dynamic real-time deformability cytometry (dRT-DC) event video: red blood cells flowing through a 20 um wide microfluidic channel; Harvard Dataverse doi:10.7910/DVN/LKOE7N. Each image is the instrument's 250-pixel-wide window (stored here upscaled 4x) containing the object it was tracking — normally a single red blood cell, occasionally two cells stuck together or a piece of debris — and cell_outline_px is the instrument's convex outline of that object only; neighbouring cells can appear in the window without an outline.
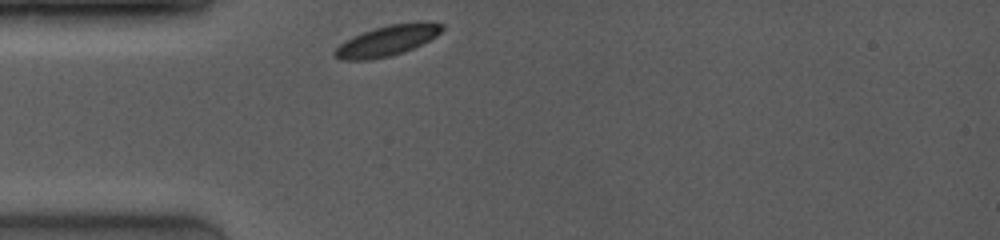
{"species": "common noctule bat (a hibernating species)", "species_latin": "Nyctalus noctula", "temperature_condition": "room temperature", "stored_images_in_passage": 2, "camera_frame_rate_fps": 4000, "um_per_image_px": 0.085, "animal": {"sex": "female", "body_mass_g": 19.0, "forearm_length_mm": 53.3}, "frame": {"image": 1, "passage_image": 1, "time_ms": 0.0, "image_size_px": [1000, 240], "cell_outline_px": [[444, 28], [436, 36], [404, 52], [388, 56], [368, 60], [340, 60], [332, 56], [332, 52], [340, 44], [364, 32], [388, 24], [424, 20], [444, 24]], "centroid_in_image_um": [32.93, 3.44], "position_along_channel_um": 52.1, "area_um2": 19.02}}